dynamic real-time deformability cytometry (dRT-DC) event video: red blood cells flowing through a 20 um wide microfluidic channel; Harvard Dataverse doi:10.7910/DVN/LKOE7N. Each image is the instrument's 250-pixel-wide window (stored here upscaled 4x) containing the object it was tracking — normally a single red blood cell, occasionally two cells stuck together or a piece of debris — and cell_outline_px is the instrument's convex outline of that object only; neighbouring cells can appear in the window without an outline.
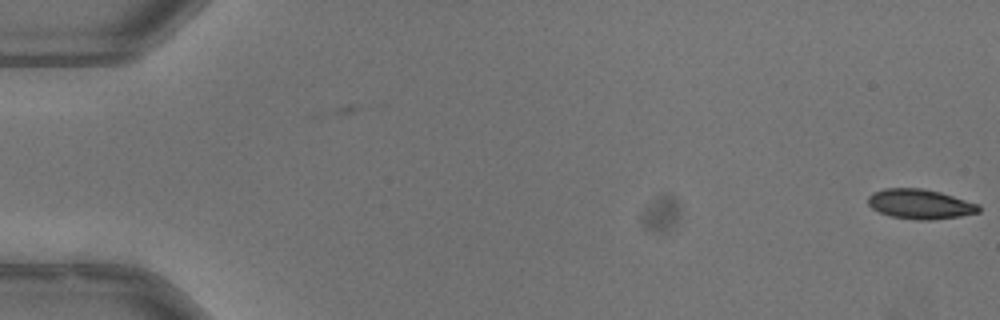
{"species": "common noctule bat (a hibernating species)", "species_latin": "Nyctalus noctula", "temperature_condition": "warm", "stored_images_in_passage": 6, "camera_frame_rate_fps": 3000, "um_per_image_px": 0.085, "animal": {"sex": "male", "body_mass_g": 13.3}, "frame": {"image": 1, "passage_image": 6, "time_ms": 1.667, "image_size_px": [1000, 320], "cell_outline_px": [[980, 212], [960, 216], [932, 220], [916, 220], [888, 216], [872, 208], [868, 204], [868, 196], [872, 192], [884, 188], [924, 188], [940, 192], [980, 204]], "centroid_in_image_um": [78.2, 17.34], "position_along_channel_um": 6.8, "area_um2": 19.42}}